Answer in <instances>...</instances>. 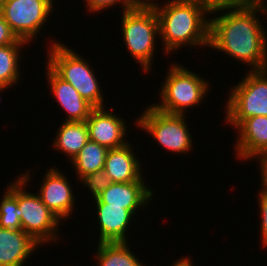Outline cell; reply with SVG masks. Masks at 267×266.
<instances>
[{"instance_id":"6da1fadb","label":"cell","mask_w":267,"mask_h":266,"mask_svg":"<svg viewBox=\"0 0 267 266\" xmlns=\"http://www.w3.org/2000/svg\"><path fill=\"white\" fill-rule=\"evenodd\" d=\"M257 13L267 17V7L246 5L210 12L217 16L210 17L209 48L227 53L250 71L267 69V27Z\"/></svg>"},{"instance_id":"7a4b0ae2","label":"cell","mask_w":267,"mask_h":266,"mask_svg":"<svg viewBox=\"0 0 267 266\" xmlns=\"http://www.w3.org/2000/svg\"><path fill=\"white\" fill-rule=\"evenodd\" d=\"M160 4L151 3L159 20L163 52L171 54L190 45L209 47L210 18L206 16L210 17V12L204 6L194 0H168Z\"/></svg>"},{"instance_id":"3957f363","label":"cell","mask_w":267,"mask_h":266,"mask_svg":"<svg viewBox=\"0 0 267 266\" xmlns=\"http://www.w3.org/2000/svg\"><path fill=\"white\" fill-rule=\"evenodd\" d=\"M50 45V46H49ZM47 65L63 80L69 82L94 108L104 107V95L91 65L61 41L50 40Z\"/></svg>"},{"instance_id":"277c9868","label":"cell","mask_w":267,"mask_h":266,"mask_svg":"<svg viewBox=\"0 0 267 266\" xmlns=\"http://www.w3.org/2000/svg\"><path fill=\"white\" fill-rule=\"evenodd\" d=\"M180 63H172L159 92V103L152 104L168 114L185 115L186 109L199 106L210 91L209 81Z\"/></svg>"},{"instance_id":"5b68a950","label":"cell","mask_w":267,"mask_h":266,"mask_svg":"<svg viewBox=\"0 0 267 266\" xmlns=\"http://www.w3.org/2000/svg\"><path fill=\"white\" fill-rule=\"evenodd\" d=\"M121 14V35L127 50L147 73L152 70L156 38L160 35L158 16L151 4H139Z\"/></svg>"},{"instance_id":"8992f818","label":"cell","mask_w":267,"mask_h":266,"mask_svg":"<svg viewBox=\"0 0 267 266\" xmlns=\"http://www.w3.org/2000/svg\"><path fill=\"white\" fill-rule=\"evenodd\" d=\"M231 88L227 98L225 124L235 129L244 119L267 116V69L246 72Z\"/></svg>"},{"instance_id":"52a82bcc","label":"cell","mask_w":267,"mask_h":266,"mask_svg":"<svg viewBox=\"0 0 267 266\" xmlns=\"http://www.w3.org/2000/svg\"><path fill=\"white\" fill-rule=\"evenodd\" d=\"M30 174L25 172L17 176V201L22 213V230L41 246L52 241L53 244L61 238L57 232L61 220L41 201L38 194L25 191L24 187L31 181Z\"/></svg>"},{"instance_id":"ba28073f","label":"cell","mask_w":267,"mask_h":266,"mask_svg":"<svg viewBox=\"0 0 267 266\" xmlns=\"http://www.w3.org/2000/svg\"><path fill=\"white\" fill-rule=\"evenodd\" d=\"M138 117L135 125L151 135L164 150L175 154L192 150L194 145L185 115L164 113L148 105Z\"/></svg>"},{"instance_id":"9c48e42d","label":"cell","mask_w":267,"mask_h":266,"mask_svg":"<svg viewBox=\"0 0 267 266\" xmlns=\"http://www.w3.org/2000/svg\"><path fill=\"white\" fill-rule=\"evenodd\" d=\"M49 0H6L1 10L5 21L19 39H36L54 9Z\"/></svg>"},{"instance_id":"30bf717a","label":"cell","mask_w":267,"mask_h":266,"mask_svg":"<svg viewBox=\"0 0 267 266\" xmlns=\"http://www.w3.org/2000/svg\"><path fill=\"white\" fill-rule=\"evenodd\" d=\"M105 108V106L93 108L86 119L89 139L108 150L122 147L129 142L126 139L127 123L120 116H116V113L111 112L114 107L108 111Z\"/></svg>"},{"instance_id":"8fae6325","label":"cell","mask_w":267,"mask_h":266,"mask_svg":"<svg viewBox=\"0 0 267 266\" xmlns=\"http://www.w3.org/2000/svg\"><path fill=\"white\" fill-rule=\"evenodd\" d=\"M44 173V179L40 189L36 193L41 201L62 221L68 219L75 205V196L65 173L60 172L56 167L49 168ZM73 191V192H72ZM39 192V193H38ZM68 217V218H67Z\"/></svg>"},{"instance_id":"7c38bea8","label":"cell","mask_w":267,"mask_h":266,"mask_svg":"<svg viewBox=\"0 0 267 266\" xmlns=\"http://www.w3.org/2000/svg\"><path fill=\"white\" fill-rule=\"evenodd\" d=\"M154 191L144 181L130 183L111 182V184L94 199L95 203H108V206H124L133 215L144 209L152 200ZM142 207V208H141Z\"/></svg>"},{"instance_id":"4fadbf2b","label":"cell","mask_w":267,"mask_h":266,"mask_svg":"<svg viewBox=\"0 0 267 266\" xmlns=\"http://www.w3.org/2000/svg\"><path fill=\"white\" fill-rule=\"evenodd\" d=\"M46 77L49 91L53 94L59 106L67 115L64 122L86 121L94 108L79 92L67 81L60 78L48 65Z\"/></svg>"},{"instance_id":"5bb4252c","label":"cell","mask_w":267,"mask_h":266,"mask_svg":"<svg viewBox=\"0 0 267 266\" xmlns=\"http://www.w3.org/2000/svg\"><path fill=\"white\" fill-rule=\"evenodd\" d=\"M236 158L243 161L257 159L267 151V116H255L244 119L236 128Z\"/></svg>"},{"instance_id":"9a60e30c","label":"cell","mask_w":267,"mask_h":266,"mask_svg":"<svg viewBox=\"0 0 267 266\" xmlns=\"http://www.w3.org/2000/svg\"><path fill=\"white\" fill-rule=\"evenodd\" d=\"M132 142L109 149L105 158L104 171L111 182L130 183L143 180V165L133 151ZM132 146V147H131ZM135 153V154H134Z\"/></svg>"},{"instance_id":"2e32d148","label":"cell","mask_w":267,"mask_h":266,"mask_svg":"<svg viewBox=\"0 0 267 266\" xmlns=\"http://www.w3.org/2000/svg\"><path fill=\"white\" fill-rule=\"evenodd\" d=\"M100 232L97 243L129 242L126 237L134 215L124 206H108V203H95ZM127 232V233H126Z\"/></svg>"},{"instance_id":"e0dca14e","label":"cell","mask_w":267,"mask_h":266,"mask_svg":"<svg viewBox=\"0 0 267 266\" xmlns=\"http://www.w3.org/2000/svg\"><path fill=\"white\" fill-rule=\"evenodd\" d=\"M38 247L40 248L41 245L22 229L0 228L1 266H24L27 258Z\"/></svg>"},{"instance_id":"ac0fdd59","label":"cell","mask_w":267,"mask_h":266,"mask_svg":"<svg viewBox=\"0 0 267 266\" xmlns=\"http://www.w3.org/2000/svg\"><path fill=\"white\" fill-rule=\"evenodd\" d=\"M53 140L55 150L66 154L69 161L80 152L82 147L89 140L88 128L85 121L82 122H64L58 128Z\"/></svg>"},{"instance_id":"d6986e66","label":"cell","mask_w":267,"mask_h":266,"mask_svg":"<svg viewBox=\"0 0 267 266\" xmlns=\"http://www.w3.org/2000/svg\"><path fill=\"white\" fill-rule=\"evenodd\" d=\"M130 242H101L96 247L97 266H145L129 247Z\"/></svg>"},{"instance_id":"ffe728a7","label":"cell","mask_w":267,"mask_h":266,"mask_svg":"<svg viewBox=\"0 0 267 266\" xmlns=\"http://www.w3.org/2000/svg\"><path fill=\"white\" fill-rule=\"evenodd\" d=\"M108 149L95 141L88 140L80 152L73 158L71 165L80 181L83 177L96 171L104 170Z\"/></svg>"},{"instance_id":"44dd1931","label":"cell","mask_w":267,"mask_h":266,"mask_svg":"<svg viewBox=\"0 0 267 266\" xmlns=\"http://www.w3.org/2000/svg\"><path fill=\"white\" fill-rule=\"evenodd\" d=\"M29 45L26 41L19 39L16 43L0 46V86H16L19 84L20 55L21 48Z\"/></svg>"},{"instance_id":"7402d4cb","label":"cell","mask_w":267,"mask_h":266,"mask_svg":"<svg viewBox=\"0 0 267 266\" xmlns=\"http://www.w3.org/2000/svg\"><path fill=\"white\" fill-rule=\"evenodd\" d=\"M8 184L0 201V228L22 229L20 220L22 213L17 201V178L12 179L11 184Z\"/></svg>"},{"instance_id":"603a6c76","label":"cell","mask_w":267,"mask_h":266,"mask_svg":"<svg viewBox=\"0 0 267 266\" xmlns=\"http://www.w3.org/2000/svg\"><path fill=\"white\" fill-rule=\"evenodd\" d=\"M84 188L88 187L93 199L97 198L110 184L111 181L104 170L86 175L81 180Z\"/></svg>"},{"instance_id":"cb8c5ba5","label":"cell","mask_w":267,"mask_h":266,"mask_svg":"<svg viewBox=\"0 0 267 266\" xmlns=\"http://www.w3.org/2000/svg\"><path fill=\"white\" fill-rule=\"evenodd\" d=\"M89 12L95 14L112 8L117 4H122V11L132 9L139 5L136 0H83Z\"/></svg>"},{"instance_id":"d4e9b609","label":"cell","mask_w":267,"mask_h":266,"mask_svg":"<svg viewBox=\"0 0 267 266\" xmlns=\"http://www.w3.org/2000/svg\"><path fill=\"white\" fill-rule=\"evenodd\" d=\"M258 203H259V215L261 218L260 224V237L262 247L265 248L267 246V191L262 189L258 191Z\"/></svg>"},{"instance_id":"484cf974","label":"cell","mask_w":267,"mask_h":266,"mask_svg":"<svg viewBox=\"0 0 267 266\" xmlns=\"http://www.w3.org/2000/svg\"><path fill=\"white\" fill-rule=\"evenodd\" d=\"M204 6L209 12L225 8H238L245 6L244 0H194Z\"/></svg>"},{"instance_id":"4316f807","label":"cell","mask_w":267,"mask_h":266,"mask_svg":"<svg viewBox=\"0 0 267 266\" xmlns=\"http://www.w3.org/2000/svg\"><path fill=\"white\" fill-rule=\"evenodd\" d=\"M18 40L0 12V46L16 43Z\"/></svg>"},{"instance_id":"83f0119b","label":"cell","mask_w":267,"mask_h":266,"mask_svg":"<svg viewBox=\"0 0 267 266\" xmlns=\"http://www.w3.org/2000/svg\"><path fill=\"white\" fill-rule=\"evenodd\" d=\"M259 161V167L260 168V172L259 174H261V186L262 189L267 191V151L263 152L258 158Z\"/></svg>"},{"instance_id":"f1b7e54d","label":"cell","mask_w":267,"mask_h":266,"mask_svg":"<svg viewBox=\"0 0 267 266\" xmlns=\"http://www.w3.org/2000/svg\"><path fill=\"white\" fill-rule=\"evenodd\" d=\"M192 263L193 260L191 259V257L185 256L172 263L171 266H195Z\"/></svg>"},{"instance_id":"f546056e","label":"cell","mask_w":267,"mask_h":266,"mask_svg":"<svg viewBox=\"0 0 267 266\" xmlns=\"http://www.w3.org/2000/svg\"><path fill=\"white\" fill-rule=\"evenodd\" d=\"M245 6L246 5H252V6H264L267 7V0H244Z\"/></svg>"},{"instance_id":"4dcf8cb0","label":"cell","mask_w":267,"mask_h":266,"mask_svg":"<svg viewBox=\"0 0 267 266\" xmlns=\"http://www.w3.org/2000/svg\"><path fill=\"white\" fill-rule=\"evenodd\" d=\"M139 4H151L155 0H136Z\"/></svg>"},{"instance_id":"1f68e13d","label":"cell","mask_w":267,"mask_h":266,"mask_svg":"<svg viewBox=\"0 0 267 266\" xmlns=\"http://www.w3.org/2000/svg\"><path fill=\"white\" fill-rule=\"evenodd\" d=\"M10 88V86H0V93L3 91V90H5V89H9ZM1 96H0V102H1Z\"/></svg>"},{"instance_id":"d6a6232c","label":"cell","mask_w":267,"mask_h":266,"mask_svg":"<svg viewBox=\"0 0 267 266\" xmlns=\"http://www.w3.org/2000/svg\"><path fill=\"white\" fill-rule=\"evenodd\" d=\"M5 1H6V0H0V12H1V10H2V7H3Z\"/></svg>"}]
</instances>
